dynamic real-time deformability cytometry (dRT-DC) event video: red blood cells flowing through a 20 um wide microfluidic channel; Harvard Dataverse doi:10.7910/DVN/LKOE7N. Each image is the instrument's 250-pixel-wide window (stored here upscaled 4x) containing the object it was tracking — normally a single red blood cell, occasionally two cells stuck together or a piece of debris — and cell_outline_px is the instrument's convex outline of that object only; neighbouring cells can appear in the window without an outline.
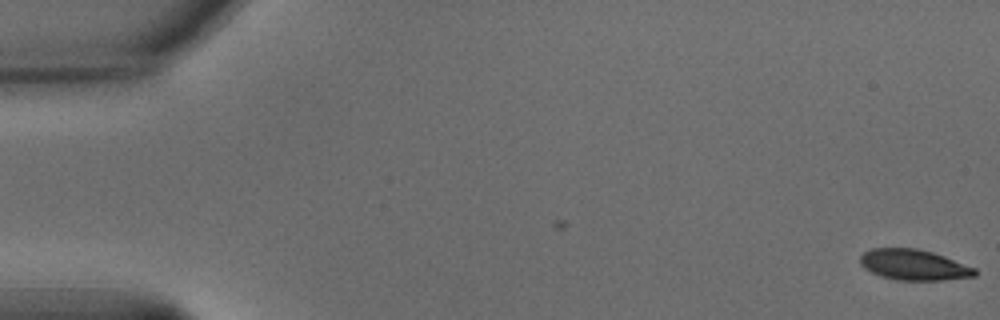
{"species": "common noctule bat (a hibernating species)", "species_latin": "Nyctalus noctula", "temperature_condition": "warm", "stored_images_in_passage": 4, "camera_frame_rate_fps": 3000, "um_per_image_px": 0.085, "animal": {"sex": "male", "body_mass_g": 15.6}, "frame": {"image": 1, "passage_image": 4, "time_ms": 1.0, "image_size_px": [1000, 320], "cell_outline_px": [[976, 276], [940, 280], [896, 280], [880, 276], [864, 268], [860, 264], [860, 256], [864, 252], [872, 248], [916, 248], [932, 252], [944, 256], [976, 268]], "centroid_in_image_um": [77.65, 22.51], "position_along_channel_um": 7.3, "area_um2": 20.46}}